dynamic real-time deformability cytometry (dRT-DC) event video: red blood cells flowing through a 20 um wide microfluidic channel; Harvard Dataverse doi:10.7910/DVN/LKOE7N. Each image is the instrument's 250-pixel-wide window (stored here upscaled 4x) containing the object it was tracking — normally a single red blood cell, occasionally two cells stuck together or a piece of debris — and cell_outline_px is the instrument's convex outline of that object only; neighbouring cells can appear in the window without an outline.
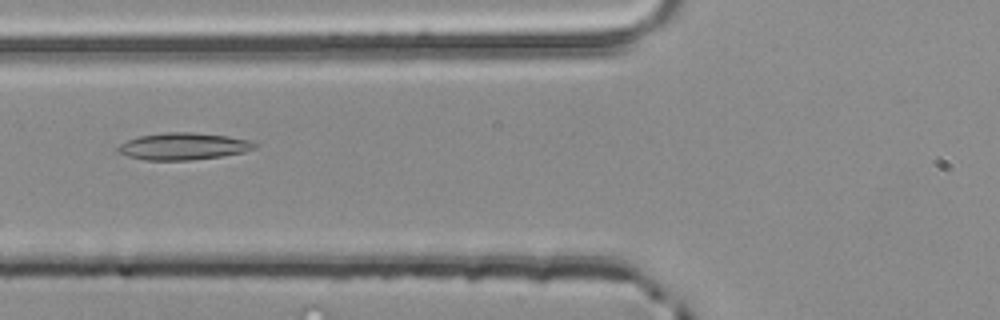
{"species": "common noctule bat (a hibernating species)", "species_latin": "Nyctalus noctula", "temperature_condition": "room temperature", "stored_images_in_passage": 3, "camera_frame_rate_fps": 3000, "um_per_image_px": 0.085, "animal": {"sex": "male", "body_mass_g": 20.4}, "frame": {"image": 1, "passage_image": 3, "time_ms": 0.667, "image_size_px": [1000, 320], "cell_outline_px": [[256, 148], [244, 152], [220, 156], [188, 160], [144, 160], [128, 156], [116, 152], [116, 148], [120, 144], [128, 140], [140, 136], [168, 132], [188, 132], [228, 136], [248, 140], [256, 144]], "centroid_in_image_um": [15.55, 12.44], "position_along_channel_um": 110.3, "area_um2": 21.27}}